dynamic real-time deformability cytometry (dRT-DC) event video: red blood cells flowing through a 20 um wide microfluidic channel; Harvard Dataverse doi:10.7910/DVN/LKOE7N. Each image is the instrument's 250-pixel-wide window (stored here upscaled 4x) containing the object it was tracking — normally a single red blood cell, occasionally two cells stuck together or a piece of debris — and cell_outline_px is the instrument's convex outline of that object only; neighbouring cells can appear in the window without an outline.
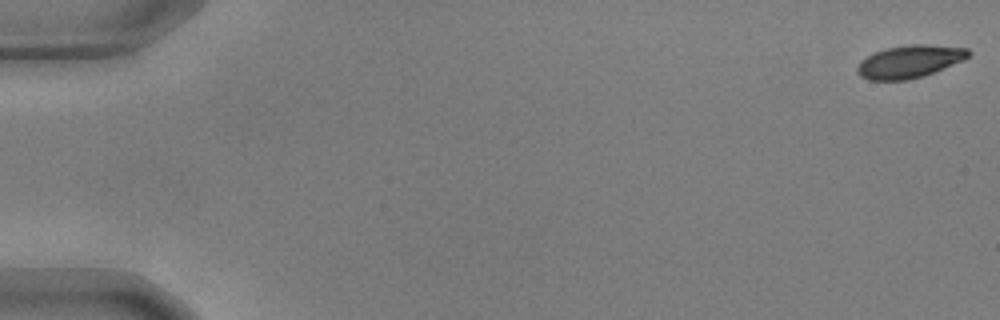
{"species": "common noctule bat (a hibernating species)", "species_latin": "Nyctalus noctula", "temperature_condition": "warm", "stored_images_in_passage": 54, "camera_frame_rate_fps": 3000, "um_per_image_px": 0.085, "animal": {"sex": "male", "body_mass_g": 17.9, "forearm_length_mm": 54.2}, "frame": {"image": 1, "passage_image": 1, "time_ms": 0.0, "image_size_px": [1000, 320], "cell_outline_px": [[972, 52], [964, 60], [924, 76], [908, 80], [868, 80], [860, 76], [856, 72], [856, 68], [860, 60], [876, 52], [888, 48], [908, 44], [924, 44], [968, 48]], "centroid_in_image_um": [77.31, 5.24], "position_along_channel_um": 7.7, "area_um2": 21.21}}
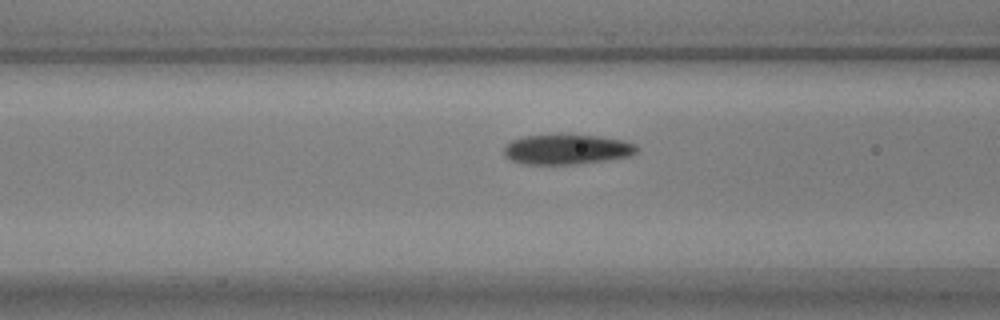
{"frame": {"image": 2, "passage_image": 23, "time_ms": 7.333, "image_size_px": [1000, 320], "cell_outline_px": [[640, 148], [636, 152], [628, 156], [608, 160], [576, 164], [524, 164], [508, 160], [504, 156], [504, 148], [512, 140], [524, 136], [600, 136], [624, 140], [636, 144]], "centroid_in_image_um": [48.2, 12.72], "position_along_channel_um": 118.4, "area_um2": 23.0}}
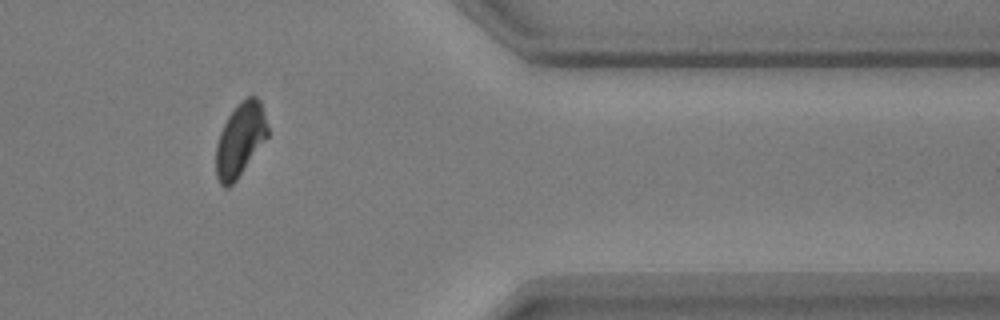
{"frame": {"image": 3, "passage_image": 47, "time_ms": 15.333, "image_size_px": [1000, 320], "cell_outline_px": [[268, 136], [236, 180], [228, 188], [224, 188], [220, 184], [216, 176], [216, 144], [220, 132], [228, 116], [248, 96], [256, 96], [260, 100], [268, 128]], "centroid_in_image_um": [20.4, 11.91], "position_along_channel_um": 391.0, "area_um2": 21.73}}